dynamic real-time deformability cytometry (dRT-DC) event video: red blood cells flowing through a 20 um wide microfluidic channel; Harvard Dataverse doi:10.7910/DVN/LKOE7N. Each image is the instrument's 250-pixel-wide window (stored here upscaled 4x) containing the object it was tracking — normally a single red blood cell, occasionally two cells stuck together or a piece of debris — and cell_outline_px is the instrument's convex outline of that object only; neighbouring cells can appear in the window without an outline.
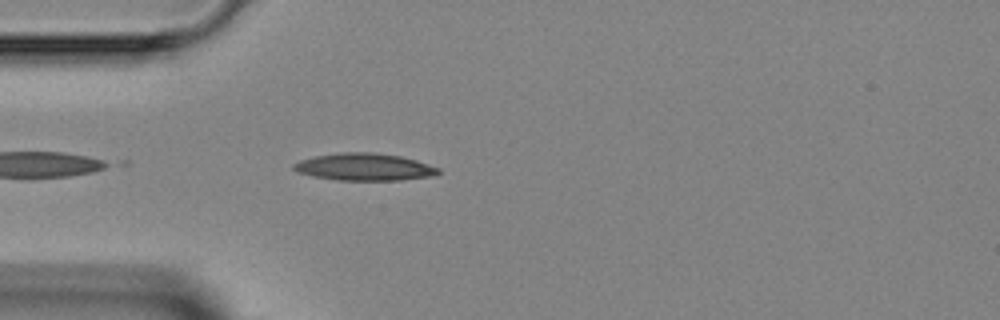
{"species": "Egyptian fruit bat (a non-hibernating species)", "species_latin": "Rousettus aegyptiacus", "temperature_condition": "room temperature", "stored_images_in_passage": 22, "camera_frame_rate_fps": 3000, "um_per_image_px": 0.085, "animal": {"sex": "female"}, "frame": {"image": 1, "passage_image": 3, "time_ms": 0.667, "image_size_px": [1000, 320], "cell_outline_px": [[440, 172], [428, 176], [400, 180], [340, 180], [312, 176], [300, 172], [292, 168], [292, 164], [300, 160], [316, 156], [344, 152], [372, 152], [400, 156], [416, 160], [440, 168]], "centroid_in_image_um": [30.96, 14.18], "position_along_channel_um": 54.0, "area_um2": 22.66}}
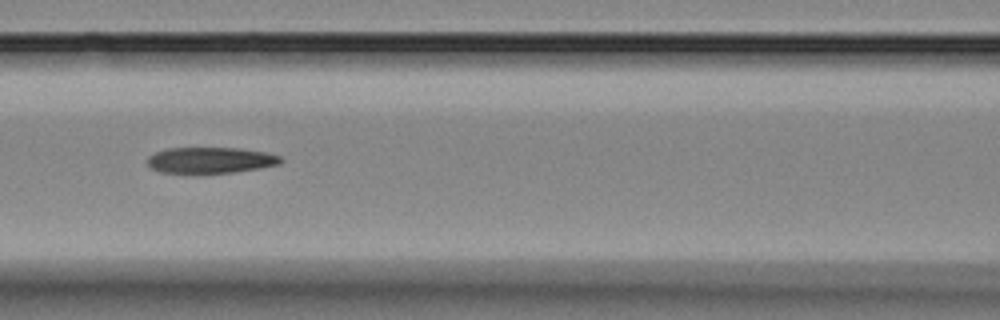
{"frame": {"image": 2, "passage_image": 10, "time_ms": 3.0, "image_size_px": [1000, 320], "cell_outline_px": [[284, 160], [280, 164], [260, 168], [204, 176], [160, 172], [152, 168], [148, 164], [148, 156], [156, 152], [168, 148], [240, 148], [264, 152], [280, 156]], "centroid_in_image_um": [17.87, 13.66], "position_along_channel_um": 148.7, "area_um2": 20.92}}
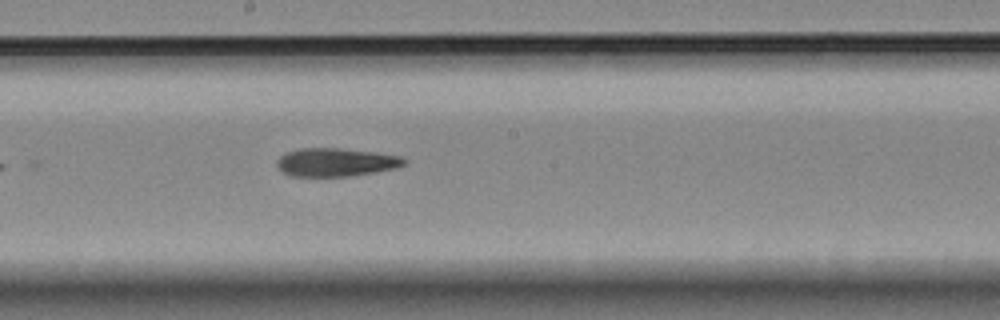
{"frame": {"image": 3, "passage_image": 15, "time_ms": 4.667, "image_size_px": [1000, 320], "cell_outline_px": [[408, 160], [404, 164], [396, 168], [376, 172], [348, 176], [292, 176], [284, 172], [276, 164], [276, 160], [280, 156], [288, 152], [300, 148], [340, 148], [376, 152], [400, 156]], "centroid_in_image_um": [28.57, 13.78], "position_along_channel_um": 219.6, "area_um2": 20.92}}